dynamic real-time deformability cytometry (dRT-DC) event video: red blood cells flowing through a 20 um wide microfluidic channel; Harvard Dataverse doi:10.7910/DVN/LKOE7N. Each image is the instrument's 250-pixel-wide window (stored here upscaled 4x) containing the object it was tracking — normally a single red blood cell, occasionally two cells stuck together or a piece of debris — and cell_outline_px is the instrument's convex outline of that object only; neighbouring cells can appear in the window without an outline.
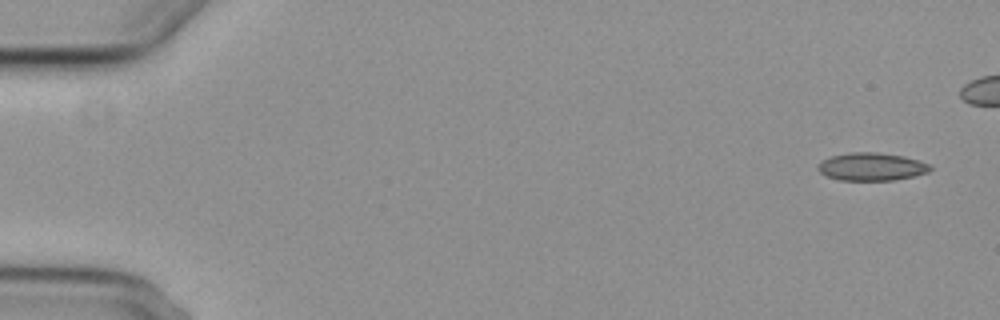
{"species": "common noctule bat (a hibernating species)", "species_latin": "Nyctalus noctula", "temperature_condition": "cold", "stored_images_in_passage": 4, "camera_frame_rate_fps": 3000, "um_per_image_px": 0.085, "animal": {"sex": "female", "body_mass_g": 29.2, "forearm_length_mm": 56.3}, "frame": {"image": 1, "passage_image": 1, "time_ms": 0.0, "image_size_px": [1000, 320], "cell_outline_px": [[932, 168], [928, 172], [912, 176], [892, 180], [840, 180], [828, 176], [820, 172], [816, 168], [824, 160], [832, 156], [852, 152], [876, 152], [904, 156], [928, 164]], "centroid_in_image_um": [74.08, 14.17], "position_along_channel_um": 10.9, "area_um2": 17.86}}